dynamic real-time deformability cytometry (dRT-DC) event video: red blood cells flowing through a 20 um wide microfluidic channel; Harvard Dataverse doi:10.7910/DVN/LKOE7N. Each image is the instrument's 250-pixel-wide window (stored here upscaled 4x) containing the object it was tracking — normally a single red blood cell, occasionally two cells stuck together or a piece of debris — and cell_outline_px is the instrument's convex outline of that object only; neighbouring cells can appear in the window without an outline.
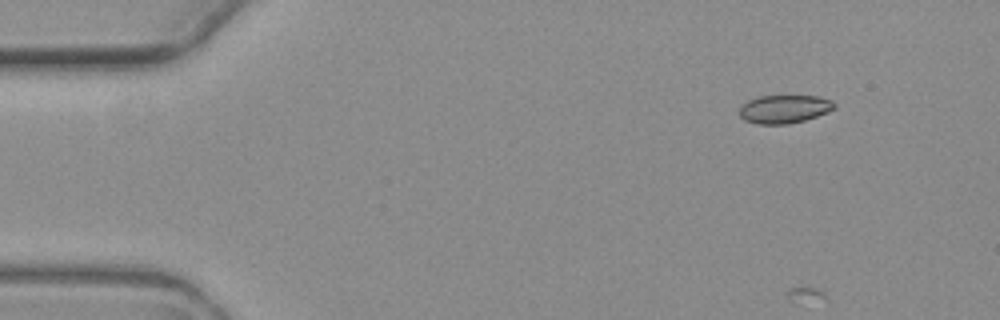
{"species": "common noctule bat (a hibernating species)", "species_latin": "Nyctalus noctula", "temperature_condition": "warm", "stored_images_in_passage": 4, "camera_frame_rate_fps": 3000, "um_per_image_px": 0.085, "animal": {"sex": "female", "body_mass_g": 19.3, "forearm_length_mm": 54.1}, "frame": {"image": 1, "passage_image": 1, "time_ms": 0.0, "image_size_px": [1000, 320], "cell_outline_px": [[836, 108], [828, 112], [804, 120], [788, 124], [756, 124], [744, 120], [740, 116], [740, 108], [748, 100], [760, 96], [816, 96], [832, 100], [836, 104]], "centroid_in_image_um": [66.68, 9.27], "position_along_channel_um": 18.3, "area_um2": 15.61}}